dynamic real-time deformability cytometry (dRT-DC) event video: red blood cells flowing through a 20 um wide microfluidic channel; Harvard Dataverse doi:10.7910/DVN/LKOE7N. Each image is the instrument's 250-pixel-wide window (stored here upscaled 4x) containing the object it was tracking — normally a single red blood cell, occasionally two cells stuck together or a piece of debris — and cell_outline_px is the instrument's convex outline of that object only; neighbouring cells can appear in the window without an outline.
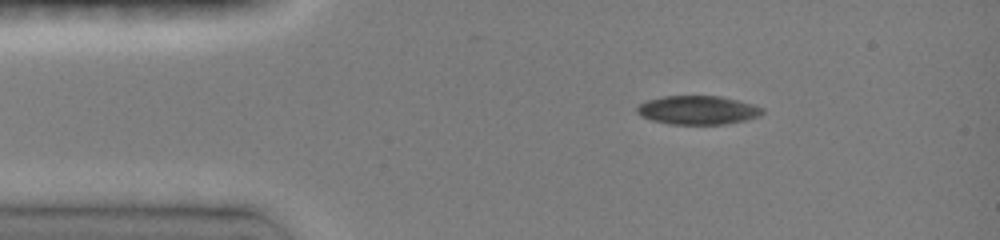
{"species": "common noctule bat (a hibernating species)", "species_latin": "Nyctalus noctula", "temperature_condition": "room temperature", "stored_images_in_passage": 45, "camera_frame_rate_fps": 3000, "um_per_image_px": 0.085, "animal": {"sex": "female", "body_mass_g": 19.0, "forearm_length_mm": 51.5}, "frame": {"image": 1, "passage_image": 1, "time_ms": 0.0, "image_size_px": [1000, 240], "cell_outline_px": [[764, 112], [760, 116], [744, 120], [724, 124], [668, 124], [652, 120], [640, 116], [636, 112], [636, 108], [640, 104], [648, 100], [664, 96], [720, 96], [752, 104], [764, 108]], "centroid_in_image_um": [59.3, 9.36], "position_along_channel_um": 25.7, "area_um2": 20.92}}
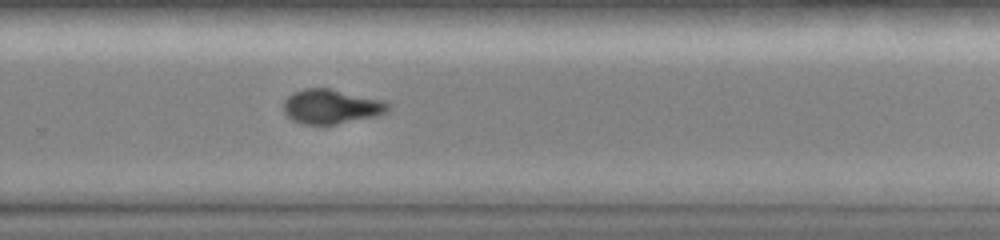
{"frame": {"image": 2, "passage_image": 28, "time_ms": 8.0, "image_size_px": [1000, 240], "cell_outline_px": [[392, 108], [388, 112], [376, 116], [336, 124], [304, 124], [292, 120], [284, 112], [284, 100], [292, 92], [304, 88], [332, 88], [384, 100], [392, 104]], "centroid_in_image_um": [28.2, 9.04], "position_along_channel_um": 301.6, "area_um2": 21.33}}
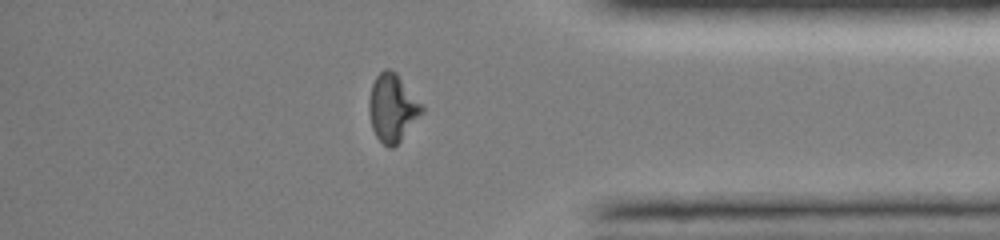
{"frame": {"image": 3, "passage_image": 37, "time_ms": 10.667, "image_size_px": [1000, 240], "cell_outline_px": [[424, 112], [400, 140], [392, 148], [388, 148], [376, 136], [372, 128], [368, 112], [368, 100], [372, 84], [376, 76], [384, 68], [392, 68], [396, 72], [424, 108]], "centroid_in_image_um": [33.33, 9.15], "position_along_channel_um": 401.9, "area_um2": 20.75}, "authors_computed_cell_mechanics": {"area_um2": 21.7906, "velocity_mm_per_s": 4.0728, "shape_relaxation_time_tau1_ms": 5.1348, "shape_relaxation_time_tau2_ms": 4.9023, "deformation_change_tau1": 0.1821, "deformation_change_tau2": 0.0982}}